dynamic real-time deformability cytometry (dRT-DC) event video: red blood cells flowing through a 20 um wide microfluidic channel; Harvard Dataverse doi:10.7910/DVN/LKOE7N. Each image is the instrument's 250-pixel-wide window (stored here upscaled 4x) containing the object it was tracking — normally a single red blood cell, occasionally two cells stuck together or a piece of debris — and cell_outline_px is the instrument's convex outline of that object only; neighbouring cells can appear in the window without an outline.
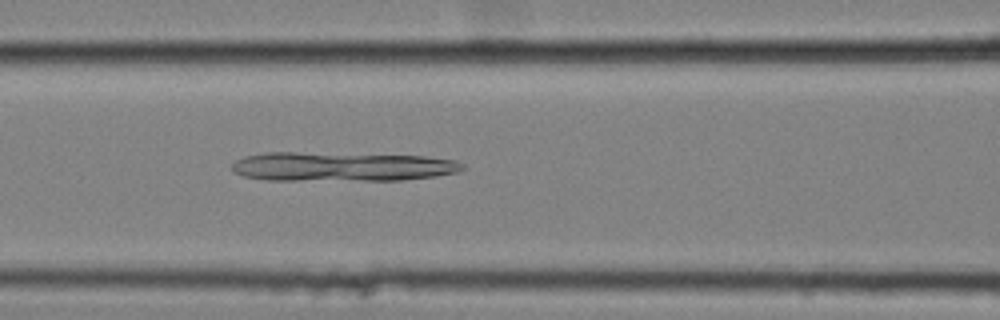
{"species": "common noctule bat (a hibernating species)", "species_latin": "Nyctalus noctula", "temperature_condition": "cold", "stored_images_in_passage": 55, "camera_frame_rate_fps": 3000, "um_per_image_px": 0.085, "animal": {"sex": "female", "body_mass_g": 25.1}, "frame": {"image": 1, "passage_image": 23, "time_ms": 7.333, "image_size_px": [1000, 320], "cell_outline_px": [[464, 168], [456, 172], [436, 176], [400, 180], [268, 180], [244, 176], [232, 172], [232, 164], [236, 160], [244, 156], [268, 152], [296, 152], [424, 156], [456, 160], [464, 164]], "centroid_in_image_um": [29.03, 14.16], "position_along_channel_um": 137.6, "area_um2": 39.3}}
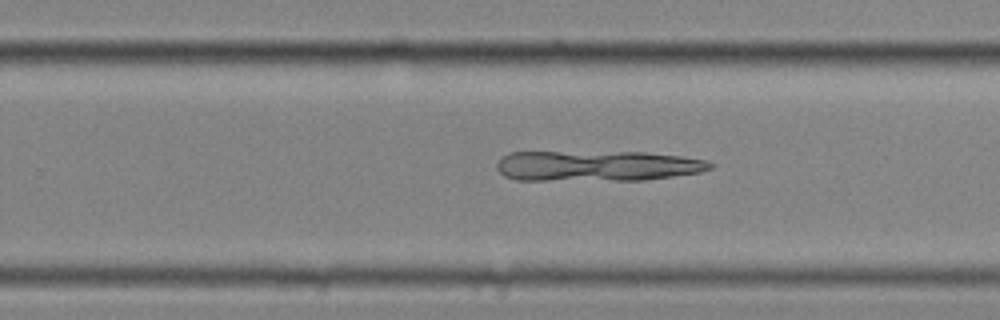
{"frame": {"image": 2, "passage_image": 35, "time_ms": 11.333, "image_size_px": [1000, 320], "cell_outline_px": [[716, 164], [712, 168], [700, 172], [644, 180], [516, 180], [504, 176], [496, 168], [496, 164], [508, 152], [644, 152], [680, 156], [708, 160]], "centroid_in_image_um": [50.77, 14.1], "position_along_channel_um": 279.0, "area_um2": 38.15}}
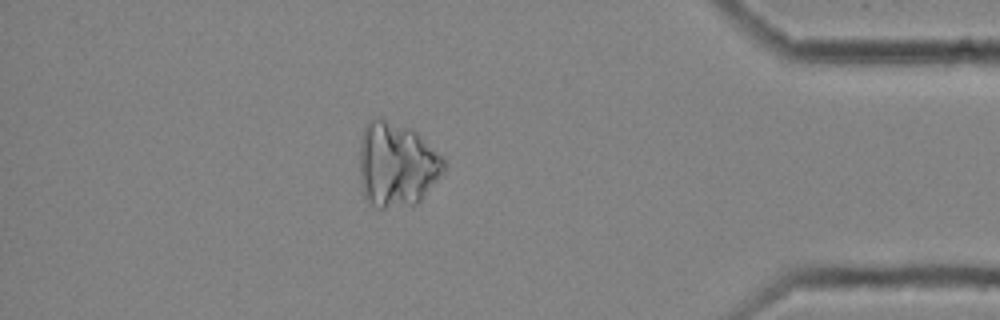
{"frame": {"image": 3, "passage_image": 48, "time_ms": 15.667, "image_size_px": [1000, 320], "cell_outline_px": [[444, 168], [436, 180], [420, 200], [416, 204], [384, 208], [376, 208], [368, 204], [364, 196], [360, 180], [360, 140], [364, 128], [368, 120], [376, 116], [380, 116], [412, 128], [444, 160]], "centroid_in_image_um": [33.65, 13.96], "position_along_channel_um": 401.6, "area_um2": 41.5}}